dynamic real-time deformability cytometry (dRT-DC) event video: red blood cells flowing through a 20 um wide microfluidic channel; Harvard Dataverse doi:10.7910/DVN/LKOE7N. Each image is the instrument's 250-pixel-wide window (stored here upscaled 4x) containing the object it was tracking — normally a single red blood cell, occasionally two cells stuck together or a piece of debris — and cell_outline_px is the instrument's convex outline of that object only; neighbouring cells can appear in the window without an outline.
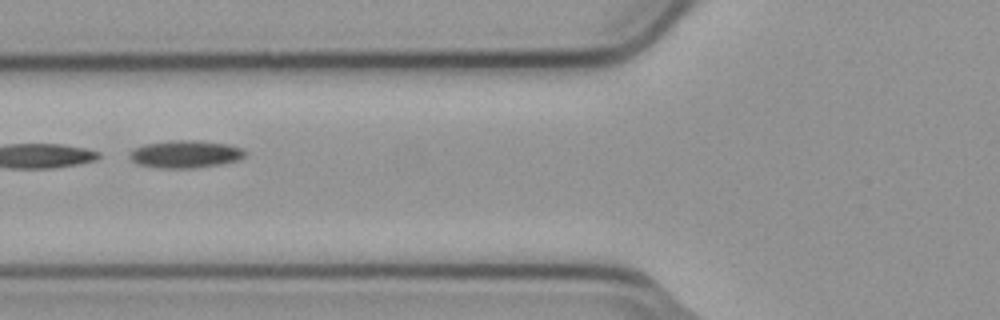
{"species": "common noctule bat (a hibernating species)", "species_latin": "Nyctalus noctula", "temperature_condition": "cold", "stored_images_in_passage": 8, "camera_frame_rate_fps": 3000, "um_per_image_px": 0.085, "animal": {"sex": "male", "body_mass_g": 23.1, "forearm_length_mm": 52.7}, "frame": {"image": 1, "passage_image": 6, "time_ms": 1.667, "image_size_px": [1000, 320], "cell_outline_px": [[248, 152], [244, 156], [236, 160], [220, 164], [192, 168], [156, 168], [136, 164], [128, 156], [128, 152], [144, 144], [172, 140], [200, 140], [228, 144], [244, 148]], "centroid_in_image_um": [15.75, 13.09], "position_along_channel_um": 110.1, "area_um2": 18.73}}
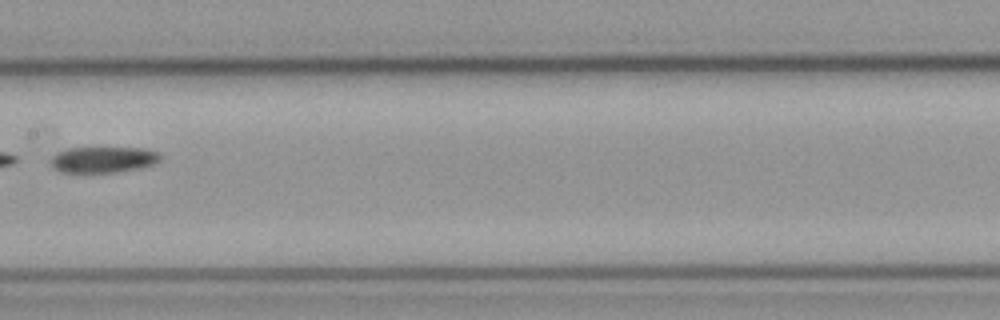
{"frame": {"image": 2, "passage_image": 8, "time_ms": 2.333, "image_size_px": [1000, 320], "cell_outline_px": [[160, 160], [152, 164], [140, 168], [116, 172], [60, 172], [52, 168], [52, 156], [68, 148], [144, 148], [160, 152]], "centroid_in_image_um": [8.79, 13.57], "position_along_channel_um": 198.6, "area_um2": 16.47}}